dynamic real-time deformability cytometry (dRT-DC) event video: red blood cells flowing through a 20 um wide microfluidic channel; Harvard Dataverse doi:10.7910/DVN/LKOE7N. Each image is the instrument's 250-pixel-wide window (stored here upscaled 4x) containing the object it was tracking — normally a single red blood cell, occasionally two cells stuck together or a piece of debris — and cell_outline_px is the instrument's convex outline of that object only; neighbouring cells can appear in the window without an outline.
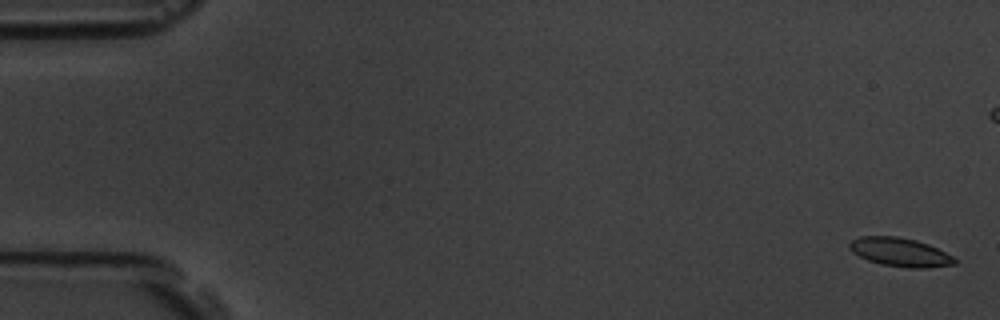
{"species": "common noctule bat (a hibernating species)", "species_latin": "Nyctalus noctula", "temperature_condition": "room temperature", "stored_images_in_passage": 58, "camera_frame_rate_fps": 3000, "um_per_image_px": 0.085, "animal": {"sex": "male", "body_mass_g": 19.5, "forearm_length_mm": 54.6}, "frame": {"image": 1, "passage_image": 2, "time_ms": 0.333, "image_size_px": [1000, 320], "cell_outline_px": [[956, 264], [928, 268], [908, 268], [880, 264], [868, 260], [852, 252], [848, 248], [848, 244], [852, 240], [860, 236], [896, 236], [916, 240], [928, 244], [952, 256], [956, 260]], "centroid_in_image_um": [76.48, 21.43], "position_along_channel_um": 8.5, "area_um2": 17.57}}
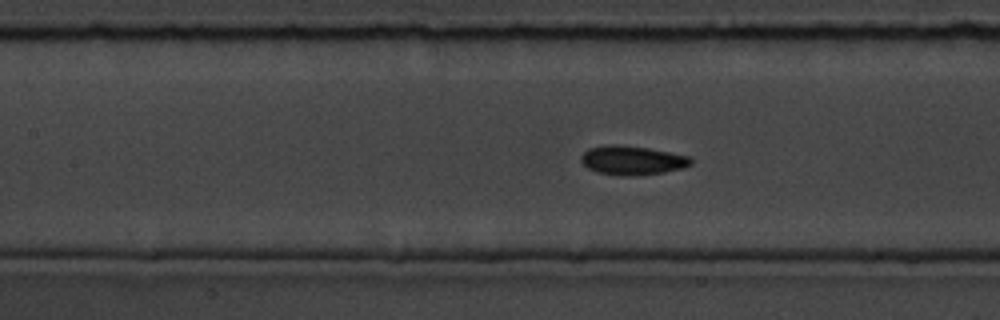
{"frame": {"image": 2, "passage_image": 26, "time_ms": 8.333, "image_size_px": [1000, 320], "cell_outline_px": [[692, 164], [684, 168], [664, 172], [636, 176], [620, 176], [596, 172], [588, 168], [580, 160], [580, 156], [588, 148], [608, 144], [616, 144], [648, 148], [688, 156], [692, 160]], "centroid_in_image_um": [53.71, 13.63], "position_along_channel_um": 153.7, "area_um2": 18.73}}
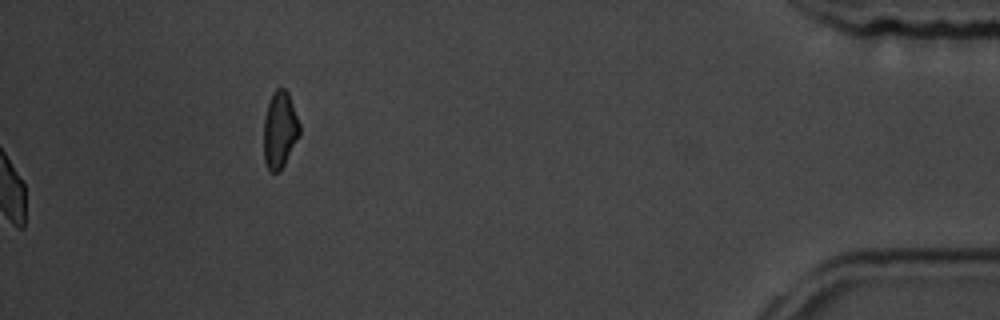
{"frame": {"image": 3, "passage_image": 58, "time_ms": 19.0, "image_size_px": [1000, 320], "cell_outline_px": [[300, 136], [280, 172], [268, 172], [264, 160], [264, 116], [272, 92], [276, 88], [284, 88], [288, 92], [300, 124]], "centroid_in_image_um": [23.78, 11.06], "position_along_channel_um": 411.4, "area_um2": 16.3}, "authors_computed_cell_mechanics": {"area_um2": 17.7157, "velocity_mm_per_s": 3.6479, "shape_relaxation_time_tau1_ms": 3.1377, "shape_relaxation_time_tau2_ms": 3.6174, "deformation_change_tau1": 0.086, "deformation_change_tau2": 0.0711}}